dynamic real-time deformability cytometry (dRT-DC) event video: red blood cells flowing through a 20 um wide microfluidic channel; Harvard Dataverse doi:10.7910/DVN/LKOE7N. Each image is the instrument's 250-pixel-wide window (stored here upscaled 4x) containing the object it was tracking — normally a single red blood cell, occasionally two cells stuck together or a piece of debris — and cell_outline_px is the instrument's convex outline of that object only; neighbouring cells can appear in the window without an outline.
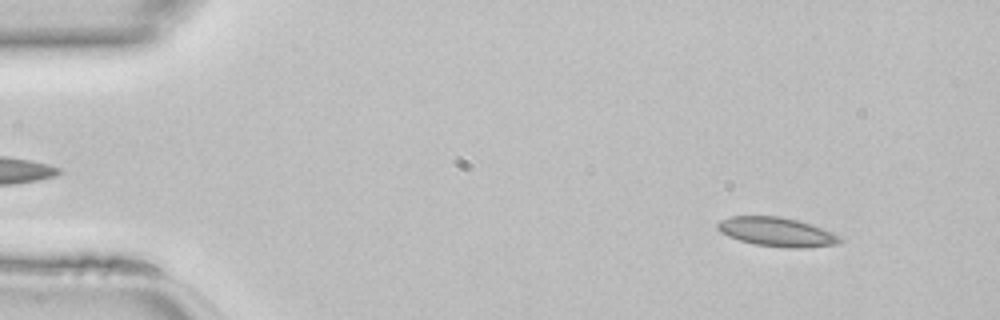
{"species": "common noctule bat (a hibernating species)", "species_latin": "Nyctalus noctula", "temperature_condition": "room temperature", "stored_images_in_passage": 45, "camera_frame_rate_fps": 3000, "um_per_image_px": 0.085, "animal": {"sex": "female", "body_mass_g": 22.7, "forearm_length_mm": 54.2}, "frame": {"image": 1, "passage_image": 4, "time_ms": 1.0, "image_size_px": [1000, 320], "cell_outline_px": [[840, 244], [796, 248], [788, 248], [756, 244], [740, 240], [728, 236], [720, 232], [716, 228], [716, 224], [720, 220], [728, 216], [780, 216], [796, 220], [832, 232], [840, 236]], "centroid_in_image_um": [65.97, 19.7], "position_along_channel_um": 19.0, "area_um2": 20.52}}
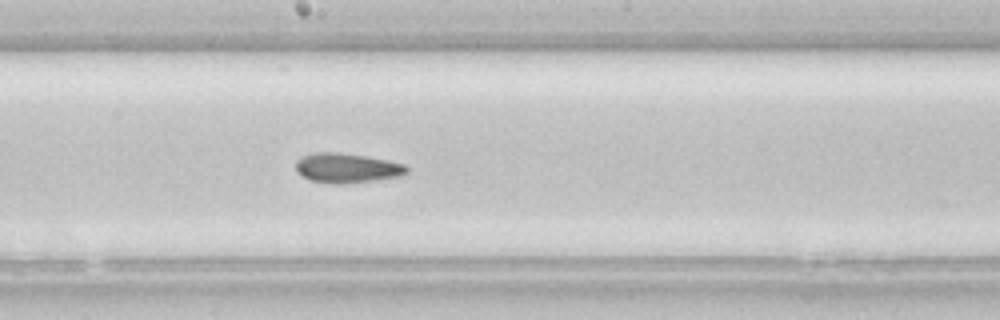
{"frame": {"image": 2, "passage_image": 24, "time_ms": 7.667, "image_size_px": [1000, 320], "cell_outline_px": [[408, 172], [400, 176], [344, 184], [336, 184], [308, 180], [300, 176], [296, 172], [296, 160], [304, 156], [316, 152], [336, 152], [364, 156], [388, 160], [404, 164], [408, 168]], "centroid_in_image_um": [29.45, 14.29], "position_along_channel_um": 218.8, "area_um2": 19.13}}
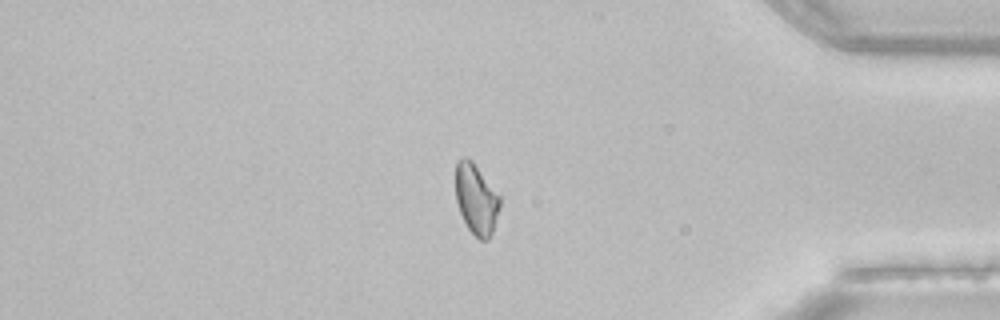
{"frame": {"image": 3, "passage_image": 38, "time_ms": 12.333, "image_size_px": [1000, 320], "cell_outline_px": [[500, 208], [492, 232], [488, 240], [480, 240], [468, 228], [460, 212], [456, 200], [456, 160], [460, 156], [468, 156], [472, 160], [500, 196]], "centroid_in_image_um": [40.47, 16.88], "position_along_channel_um": 394.7, "area_um2": 18.21}}